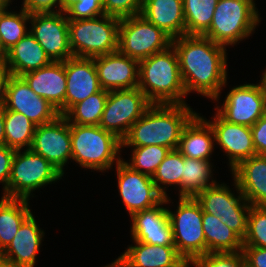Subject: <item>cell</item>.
I'll use <instances>...</instances> for the list:
<instances>
[{"instance_id":"1f68e13d","label":"cell","mask_w":266,"mask_h":267,"mask_svg":"<svg viewBox=\"0 0 266 267\" xmlns=\"http://www.w3.org/2000/svg\"><path fill=\"white\" fill-rule=\"evenodd\" d=\"M108 91L90 95L87 99L73 105L63 116L70 125H99L107 101Z\"/></svg>"},{"instance_id":"e0dca14e","label":"cell","mask_w":266,"mask_h":267,"mask_svg":"<svg viewBox=\"0 0 266 267\" xmlns=\"http://www.w3.org/2000/svg\"><path fill=\"white\" fill-rule=\"evenodd\" d=\"M4 108L22 113L37 126L52 122L60 116L58 109L35 94L21 76L15 75L8 82Z\"/></svg>"},{"instance_id":"ee69618b","label":"cell","mask_w":266,"mask_h":267,"mask_svg":"<svg viewBox=\"0 0 266 267\" xmlns=\"http://www.w3.org/2000/svg\"><path fill=\"white\" fill-rule=\"evenodd\" d=\"M246 267H266V248L243 246Z\"/></svg>"},{"instance_id":"b9f144b4","label":"cell","mask_w":266,"mask_h":267,"mask_svg":"<svg viewBox=\"0 0 266 267\" xmlns=\"http://www.w3.org/2000/svg\"><path fill=\"white\" fill-rule=\"evenodd\" d=\"M63 0H22L21 9L28 13L60 12Z\"/></svg>"},{"instance_id":"bcb514c9","label":"cell","mask_w":266,"mask_h":267,"mask_svg":"<svg viewBox=\"0 0 266 267\" xmlns=\"http://www.w3.org/2000/svg\"><path fill=\"white\" fill-rule=\"evenodd\" d=\"M4 124H5L4 108H0V147L6 145Z\"/></svg>"},{"instance_id":"f35d334b","label":"cell","mask_w":266,"mask_h":267,"mask_svg":"<svg viewBox=\"0 0 266 267\" xmlns=\"http://www.w3.org/2000/svg\"><path fill=\"white\" fill-rule=\"evenodd\" d=\"M196 267H246L242 251L207 253L194 260Z\"/></svg>"},{"instance_id":"ffe728a7","label":"cell","mask_w":266,"mask_h":267,"mask_svg":"<svg viewBox=\"0 0 266 267\" xmlns=\"http://www.w3.org/2000/svg\"><path fill=\"white\" fill-rule=\"evenodd\" d=\"M67 90L65 113L75 104L102 90L93 58L70 57L65 61Z\"/></svg>"},{"instance_id":"e575fe53","label":"cell","mask_w":266,"mask_h":267,"mask_svg":"<svg viewBox=\"0 0 266 267\" xmlns=\"http://www.w3.org/2000/svg\"><path fill=\"white\" fill-rule=\"evenodd\" d=\"M218 0H183L186 35L203 36L211 25Z\"/></svg>"},{"instance_id":"d6a6232c","label":"cell","mask_w":266,"mask_h":267,"mask_svg":"<svg viewBox=\"0 0 266 267\" xmlns=\"http://www.w3.org/2000/svg\"><path fill=\"white\" fill-rule=\"evenodd\" d=\"M184 156L177 150H170L163 161L159 164L152 180L158 191L166 198L169 196V187H177L178 197H181V179L183 174Z\"/></svg>"},{"instance_id":"60d3db41","label":"cell","mask_w":266,"mask_h":267,"mask_svg":"<svg viewBox=\"0 0 266 267\" xmlns=\"http://www.w3.org/2000/svg\"><path fill=\"white\" fill-rule=\"evenodd\" d=\"M16 150L6 145L0 147V184L2 196L7 197V185L11 175L12 161Z\"/></svg>"},{"instance_id":"7a4b0ae2","label":"cell","mask_w":266,"mask_h":267,"mask_svg":"<svg viewBox=\"0 0 266 267\" xmlns=\"http://www.w3.org/2000/svg\"><path fill=\"white\" fill-rule=\"evenodd\" d=\"M197 113L189 104H152L130 127L122 147L158 145L175 150L182 130Z\"/></svg>"},{"instance_id":"d590c367","label":"cell","mask_w":266,"mask_h":267,"mask_svg":"<svg viewBox=\"0 0 266 267\" xmlns=\"http://www.w3.org/2000/svg\"><path fill=\"white\" fill-rule=\"evenodd\" d=\"M131 148V157L125 161L132 170L141 172L143 174L153 176L159 164L163 161L170 149L165 146L148 145L144 147H122ZM129 161V162H128Z\"/></svg>"},{"instance_id":"681fc988","label":"cell","mask_w":266,"mask_h":267,"mask_svg":"<svg viewBox=\"0 0 266 267\" xmlns=\"http://www.w3.org/2000/svg\"><path fill=\"white\" fill-rule=\"evenodd\" d=\"M7 51L3 47L2 38L0 34V62H5Z\"/></svg>"},{"instance_id":"d6986e66","label":"cell","mask_w":266,"mask_h":267,"mask_svg":"<svg viewBox=\"0 0 266 267\" xmlns=\"http://www.w3.org/2000/svg\"><path fill=\"white\" fill-rule=\"evenodd\" d=\"M101 88L133 89L139 85V61L119 51L93 57Z\"/></svg>"},{"instance_id":"f1b7e54d","label":"cell","mask_w":266,"mask_h":267,"mask_svg":"<svg viewBox=\"0 0 266 267\" xmlns=\"http://www.w3.org/2000/svg\"><path fill=\"white\" fill-rule=\"evenodd\" d=\"M202 227L206 239L207 253L242 251L243 239L226 224L220 217L203 212Z\"/></svg>"},{"instance_id":"4fadbf2b","label":"cell","mask_w":266,"mask_h":267,"mask_svg":"<svg viewBox=\"0 0 266 267\" xmlns=\"http://www.w3.org/2000/svg\"><path fill=\"white\" fill-rule=\"evenodd\" d=\"M115 170L118 193L130 217L157 206L165 199L151 176L132 170L123 160L115 165Z\"/></svg>"},{"instance_id":"f5cc1de1","label":"cell","mask_w":266,"mask_h":267,"mask_svg":"<svg viewBox=\"0 0 266 267\" xmlns=\"http://www.w3.org/2000/svg\"><path fill=\"white\" fill-rule=\"evenodd\" d=\"M6 4H12V2L14 1H12V0H3Z\"/></svg>"},{"instance_id":"4dcf8cb0","label":"cell","mask_w":266,"mask_h":267,"mask_svg":"<svg viewBox=\"0 0 266 267\" xmlns=\"http://www.w3.org/2000/svg\"><path fill=\"white\" fill-rule=\"evenodd\" d=\"M6 146L15 150L30 149L36 126L22 113L4 108Z\"/></svg>"},{"instance_id":"3957f363","label":"cell","mask_w":266,"mask_h":267,"mask_svg":"<svg viewBox=\"0 0 266 267\" xmlns=\"http://www.w3.org/2000/svg\"><path fill=\"white\" fill-rule=\"evenodd\" d=\"M138 88L152 104H188L177 53L172 45L139 61Z\"/></svg>"},{"instance_id":"2e32d148","label":"cell","mask_w":266,"mask_h":267,"mask_svg":"<svg viewBox=\"0 0 266 267\" xmlns=\"http://www.w3.org/2000/svg\"><path fill=\"white\" fill-rule=\"evenodd\" d=\"M202 117L210 124L215 135V146L220 147L229 159L227 166L231 172L242 161L256 155L250 126L232 124L224 120L217 112L211 120Z\"/></svg>"},{"instance_id":"cb8c5ba5","label":"cell","mask_w":266,"mask_h":267,"mask_svg":"<svg viewBox=\"0 0 266 267\" xmlns=\"http://www.w3.org/2000/svg\"><path fill=\"white\" fill-rule=\"evenodd\" d=\"M251 206H266V155H254L231 171Z\"/></svg>"},{"instance_id":"8992f818","label":"cell","mask_w":266,"mask_h":267,"mask_svg":"<svg viewBox=\"0 0 266 267\" xmlns=\"http://www.w3.org/2000/svg\"><path fill=\"white\" fill-rule=\"evenodd\" d=\"M119 23V18L105 14L92 19H68L73 56L93 58L118 51Z\"/></svg>"},{"instance_id":"ba28073f","label":"cell","mask_w":266,"mask_h":267,"mask_svg":"<svg viewBox=\"0 0 266 267\" xmlns=\"http://www.w3.org/2000/svg\"><path fill=\"white\" fill-rule=\"evenodd\" d=\"M176 203L175 211L167 206L174 246L183 258L195 260L207 254L202 227V207L193 197H178Z\"/></svg>"},{"instance_id":"6da1fadb","label":"cell","mask_w":266,"mask_h":267,"mask_svg":"<svg viewBox=\"0 0 266 267\" xmlns=\"http://www.w3.org/2000/svg\"><path fill=\"white\" fill-rule=\"evenodd\" d=\"M171 45L177 53L186 94L196 92L220 104L221 91L229 79L227 48L201 35H183Z\"/></svg>"},{"instance_id":"d4e9b609","label":"cell","mask_w":266,"mask_h":267,"mask_svg":"<svg viewBox=\"0 0 266 267\" xmlns=\"http://www.w3.org/2000/svg\"><path fill=\"white\" fill-rule=\"evenodd\" d=\"M140 15L172 40L186 35L183 0H143Z\"/></svg>"},{"instance_id":"f907efd6","label":"cell","mask_w":266,"mask_h":267,"mask_svg":"<svg viewBox=\"0 0 266 267\" xmlns=\"http://www.w3.org/2000/svg\"><path fill=\"white\" fill-rule=\"evenodd\" d=\"M261 72L262 74L260 76V80L263 83L266 92V69L262 70Z\"/></svg>"},{"instance_id":"ab89813d","label":"cell","mask_w":266,"mask_h":267,"mask_svg":"<svg viewBox=\"0 0 266 267\" xmlns=\"http://www.w3.org/2000/svg\"><path fill=\"white\" fill-rule=\"evenodd\" d=\"M104 14L119 19L139 15L143 0H102Z\"/></svg>"},{"instance_id":"f546056e","label":"cell","mask_w":266,"mask_h":267,"mask_svg":"<svg viewBox=\"0 0 266 267\" xmlns=\"http://www.w3.org/2000/svg\"><path fill=\"white\" fill-rule=\"evenodd\" d=\"M212 164L210 160L184 157L181 197L195 198L204 189L218 182L213 178L214 165Z\"/></svg>"},{"instance_id":"7dc6e473","label":"cell","mask_w":266,"mask_h":267,"mask_svg":"<svg viewBox=\"0 0 266 267\" xmlns=\"http://www.w3.org/2000/svg\"><path fill=\"white\" fill-rule=\"evenodd\" d=\"M173 267H196L194 260L182 258L175 266Z\"/></svg>"},{"instance_id":"9c48e42d","label":"cell","mask_w":266,"mask_h":267,"mask_svg":"<svg viewBox=\"0 0 266 267\" xmlns=\"http://www.w3.org/2000/svg\"><path fill=\"white\" fill-rule=\"evenodd\" d=\"M232 181L236 192L227 185L229 183L219 181L204 189L195 198L200 203L203 212L220 217L224 224L244 239L251 204L239 190L236 180L233 178Z\"/></svg>"},{"instance_id":"816d5d0a","label":"cell","mask_w":266,"mask_h":267,"mask_svg":"<svg viewBox=\"0 0 266 267\" xmlns=\"http://www.w3.org/2000/svg\"><path fill=\"white\" fill-rule=\"evenodd\" d=\"M5 2L3 0H0V10L5 6Z\"/></svg>"},{"instance_id":"4316f807","label":"cell","mask_w":266,"mask_h":267,"mask_svg":"<svg viewBox=\"0 0 266 267\" xmlns=\"http://www.w3.org/2000/svg\"><path fill=\"white\" fill-rule=\"evenodd\" d=\"M51 62L52 60L29 31L7 51L4 63L12 75L22 76Z\"/></svg>"},{"instance_id":"f6af8a7d","label":"cell","mask_w":266,"mask_h":267,"mask_svg":"<svg viewBox=\"0 0 266 267\" xmlns=\"http://www.w3.org/2000/svg\"><path fill=\"white\" fill-rule=\"evenodd\" d=\"M12 73L7 68L4 62H0V108H4L6 102V93L8 82Z\"/></svg>"},{"instance_id":"8fae6325","label":"cell","mask_w":266,"mask_h":267,"mask_svg":"<svg viewBox=\"0 0 266 267\" xmlns=\"http://www.w3.org/2000/svg\"><path fill=\"white\" fill-rule=\"evenodd\" d=\"M152 103L138 88L108 91L99 126L122 140Z\"/></svg>"},{"instance_id":"9a60e30c","label":"cell","mask_w":266,"mask_h":267,"mask_svg":"<svg viewBox=\"0 0 266 267\" xmlns=\"http://www.w3.org/2000/svg\"><path fill=\"white\" fill-rule=\"evenodd\" d=\"M29 31L52 61H66L73 57L69 45L66 13H31Z\"/></svg>"},{"instance_id":"30bf717a","label":"cell","mask_w":266,"mask_h":267,"mask_svg":"<svg viewBox=\"0 0 266 267\" xmlns=\"http://www.w3.org/2000/svg\"><path fill=\"white\" fill-rule=\"evenodd\" d=\"M172 39L142 15L120 19L118 51L138 61L166 50Z\"/></svg>"},{"instance_id":"5bb4252c","label":"cell","mask_w":266,"mask_h":267,"mask_svg":"<svg viewBox=\"0 0 266 267\" xmlns=\"http://www.w3.org/2000/svg\"><path fill=\"white\" fill-rule=\"evenodd\" d=\"M30 149L43 156L64 176V167H68L72 158L71 125L60 115L52 122L36 126Z\"/></svg>"},{"instance_id":"277c9868","label":"cell","mask_w":266,"mask_h":267,"mask_svg":"<svg viewBox=\"0 0 266 267\" xmlns=\"http://www.w3.org/2000/svg\"><path fill=\"white\" fill-rule=\"evenodd\" d=\"M71 162L97 172H108L123 157L122 140L99 125H71Z\"/></svg>"},{"instance_id":"836d02e7","label":"cell","mask_w":266,"mask_h":267,"mask_svg":"<svg viewBox=\"0 0 266 267\" xmlns=\"http://www.w3.org/2000/svg\"><path fill=\"white\" fill-rule=\"evenodd\" d=\"M9 6L11 5L5 4L0 10V34L6 51L23 38L30 29L28 28L30 26V13L21 8L19 11H13L14 9L11 10Z\"/></svg>"},{"instance_id":"83f0119b","label":"cell","mask_w":266,"mask_h":267,"mask_svg":"<svg viewBox=\"0 0 266 267\" xmlns=\"http://www.w3.org/2000/svg\"><path fill=\"white\" fill-rule=\"evenodd\" d=\"M30 201L22 198H0V254L9 246L22 223L33 213Z\"/></svg>"},{"instance_id":"7c38bea8","label":"cell","mask_w":266,"mask_h":267,"mask_svg":"<svg viewBox=\"0 0 266 267\" xmlns=\"http://www.w3.org/2000/svg\"><path fill=\"white\" fill-rule=\"evenodd\" d=\"M244 83L227 91L223 103H216L214 110L229 123L251 127L266 113V92L261 80Z\"/></svg>"},{"instance_id":"c3c4849f","label":"cell","mask_w":266,"mask_h":267,"mask_svg":"<svg viewBox=\"0 0 266 267\" xmlns=\"http://www.w3.org/2000/svg\"><path fill=\"white\" fill-rule=\"evenodd\" d=\"M0 267H25L0 256Z\"/></svg>"},{"instance_id":"484cf974","label":"cell","mask_w":266,"mask_h":267,"mask_svg":"<svg viewBox=\"0 0 266 267\" xmlns=\"http://www.w3.org/2000/svg\"><path fill=\"white\" fill-rule=\"evenodd\" d=\"M215 135L210 124L197 113L184 127L177 150L192 159L212 160Z\"/></svg>"},{"instance_id":"603a6c76","label":"cell","mask_w":266,"mask_h":267,"mask_svg":"<svg viewBox=\"0 0 266 267\" xmlns=\"http://www.w3.org/2000/svg\"><path fill=\"white\" fill-rule=\"evenodd\" d=\"M36 220L32 213L22 223L9 246L0 254L1 257L25 267H36L45 236V231Z\"/></svg>"},{"instance_id":"74e56055","label":"cell","mask_w":266,"mask_h":267,"mask_svg":"<svg viewBox=\"0 0 266 267\" xmlns=\"http://www.w3.org/2000/svg\"><path fill=\"white\" fill-rule=\"evenodd\" d=\"M61 11L70 20L92 19L104 15L102 0H63Z\"/></svg>"},{"instance_id":"7bdbcfd3","label":"cell","mask_w":266,"mask_h":267,"mask_svg":"<svg viewBox=\"0 0 266 267\" xmlns=\"http://www.w3.org/2000/svg\"><path fill=\"white\" fill-rule=\"evenodd\" d=\"M256 155H266V113L251 126Z\"/></svg>"},{"instance_id":"ac0fdd59","label":"cell","mask_w":266,"mask_h":267,"mask_svg":"<svg viewBox=\"0 0 266 267\" xmlns=\"http://www.w3.org/2000/svg\"><path fill=\"white\" fill-rule=\"evenodd\" d=\"M171 202L168 196L157 206L134 213L130 217L131 239L150 245L174 246L172 226L166 207L168 204L170 206Z\"/></svg>"},{"instance_id":"44dd1931","label":"cell","mask_w":266,"mask_h":267,"mask_svg":"<svg viewBox=\"0 0 266 267\" xmlns=\"http://www.w3.org/2000/svg\"><path fill=\"white\" fill-rule=\"evenodd\" d=\"M32 91L49 101L60 115L65 114L67 90L65 61H52L49 65L21 76Z\"/></svg>"},{"instance_id":"5b68a950","label":"cell","mask_w":266,"mask_h":267,"mask_svg":"<svg viewBox=\"0 0 266 267\" xmlns=\"http://www.w3.org/2000/svg\"><path fill=\"white\" fill-rule=\"evenodd\" d=\"M255 2L218 0L209 30L203 36L226 48L248 39L262 21Z\"/></svg>"},{"instance_id":"8d00e7d4","label":"cell","mask_w":266,"mask_h":267,"mask_svg":"<svg viewBox=\"0 0 266 267\" xmlns=\"http://www.w3.org/2000/svg\"><path fill=\"white\" fill-rule=\"evenodd\" d=\"M243 246L266 248V206H251Z\"/></svg>"},{"instance_id":"52a82bcc","label":"cell","mask_w":266,"mask_h":267,"mask_svg":"<svg viewBox=\"0 0 266 267\" xmlns=\"http://www.w3.org/2000/svg\"><path fill=\"white\" fill-rule=\"evenodd\" d=\"M64 176L43 156L31 149L16 150L7 185V197L31 200L35 190L59 182Z\"/></svg>"},{"instance_id":"7402d4cb","label":"cell","mask_w":266,"mask_h":267,"mask_svg":"<svg viewBox=\"0 0 266 267\" xmlns=\"http://www.w3.org/2000/svg\"><path fill=\"white\" fill-rule=\"evenodd\" d=\"M133 243L118 258L102 267H173L183 258L175 246Z\"/></svg>"}]
</instances>
